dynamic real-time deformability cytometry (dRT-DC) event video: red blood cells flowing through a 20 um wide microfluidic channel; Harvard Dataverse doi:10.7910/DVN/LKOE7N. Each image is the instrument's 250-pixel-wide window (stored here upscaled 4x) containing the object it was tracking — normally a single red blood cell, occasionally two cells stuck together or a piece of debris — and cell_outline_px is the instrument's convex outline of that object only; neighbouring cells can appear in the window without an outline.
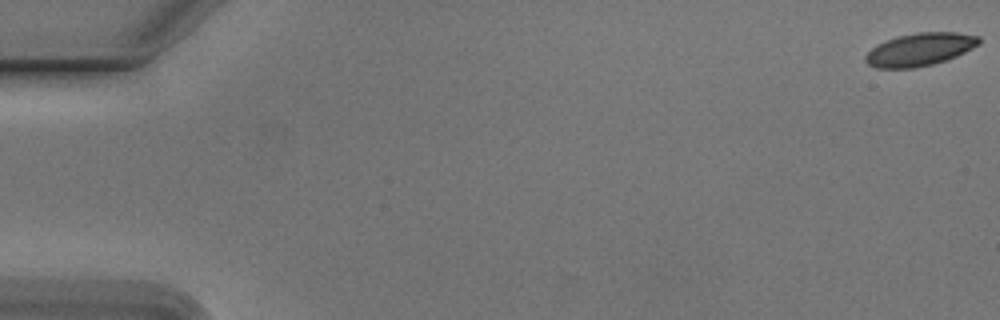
{"species": "Egyptian fruit bat (a non-hibernating species)", "species_latin": "Rousettus aegyptiacus", "temperature_condition": "cold", "stored_images_in_passage": 55, "camera_frame_rate_fps": 3000, "um_per_image_px": 0.085, "animal": {"sex": "male"}, "frame": {"image": 1, "passage_image": 1, "time_ms": 0.0, "image_size_px": [1000, 320], "cell_outline_px": [[980, 44], [956, 56], [932, 64], [916, 68], [876, 68], [868, 64], [864, 60], [864, 56], [872, 48], [896, 36], [920, 32], [956, 32], [980, 36]], "centroid_in_image_um": [78.19, 4.2], "position_along_channel_um": 6.8, "area_um2": 21.56}}
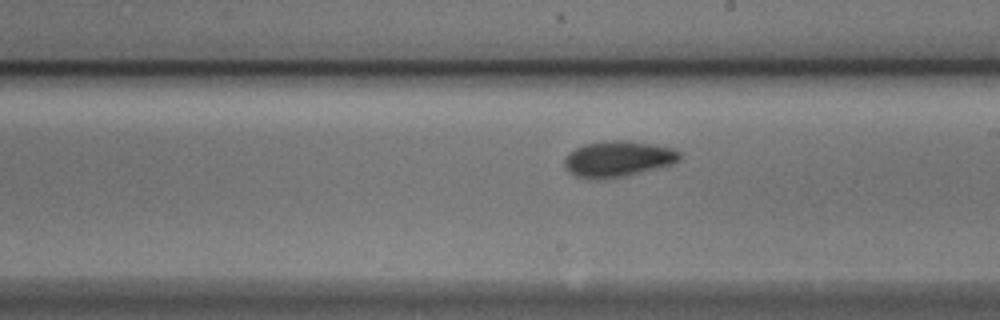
{"frame": {"image": 2, "passage_image": 32, "time_ms": 10.333, "image_size_px": [1000, 320], "cell_outline_px": [[680, 160], [672, 164], [628, 176], [596, 180], [588, 180], [576, 176], [568, 172], [564, 168], [564, 160], [568, 152], [584, 144], [612, 140], [628, 140], [652, 144], [672, 148], [680, 152]], "centroid_in_image_um": [52.49, 13.52], "position_along_channel_um": 236.5, "area_um2": 24.45}}
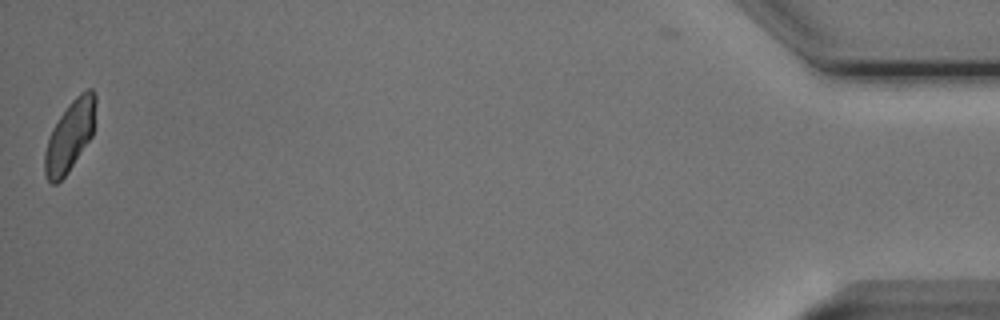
{"frame": {"image": 3, "passage_image": 55, "time_ms": 18.0, "image_size_px": [1000, 320], "cell_outline_px": [[96, 104], [92, 136], [68, 172], [56, 184], [52, 184], [44, 176], [44, 152], [52, 128], [68, 104], [80, 92], [88, 88], [92, 88], [96, 96]], "centroid_in_image_um": [5.93, 11.54], "position_along_channel_um": 429.3, "area_um2": 20.92}, "authors_computed_cell_mechanics": {"area_um2": 22.253, "velocity_mm_per_s": 3.7589, "shape_relaxation_time_tau1_ms": 2.8114, "shape_relaxation_time_tau2_ms": 2.5737, "deformation_change_tau1": 0.0966, "deformation_change_tau2": 0.0631}}